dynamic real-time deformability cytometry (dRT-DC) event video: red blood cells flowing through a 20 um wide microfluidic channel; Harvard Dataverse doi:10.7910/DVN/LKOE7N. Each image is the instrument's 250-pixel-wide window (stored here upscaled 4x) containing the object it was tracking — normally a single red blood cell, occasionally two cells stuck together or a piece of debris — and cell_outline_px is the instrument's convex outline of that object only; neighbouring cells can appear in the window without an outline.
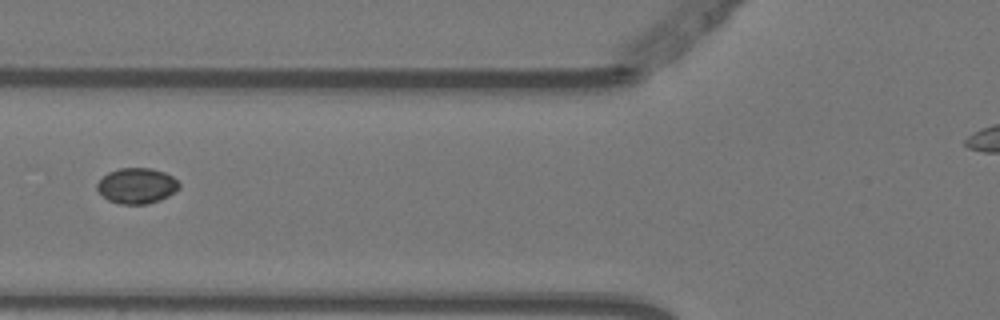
{"species": "Egyptian fruit bat (a non-hibernating species)", "species_latin": "Rousettus aegyptiacus", "temperature_condition": "warm", "stored_images_in_passage": 7, "camera_frame_rate_fps": 3000, "um_per_image_px": 0.085, "animal": {"sex": "female"}, "frame": {"image": 1, "passage_image": 4, "time_ms": 1.0, "image_size_px": [1000, 320], "cell_outline_px": [[180, 188], [168, 196], [160, 200], [148, 204], [120, 204], [108, 200], [96, 188], [96, 184], [108, 172], [120, 168], [152, 168], [164, 172], [172, 176], [180, 184]], "centroid_in_image_um": [11.64, 15.79], "position_along_channel_um": 114.2, "area_um2": 16.99}}
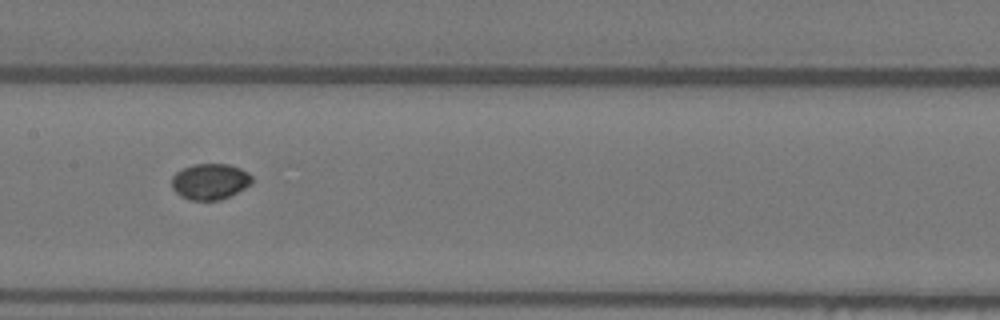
{"frame": {"image": 2, "passage_image": 6, "time_ms": 1.667, "image_size_px": [1000, 320], "cell_outline_px": [[252, 184], [220, 200], [188, 200], [180, 196], [172, 188], [172, 176], [176, 172], [192, 164], [228, 164], [240, 168], [248, 172], [252, 176]], "centroid_in_image_um": [17.84, 15.42], "position_along_channel_um": 189.6, "area_um2": 16.82}}
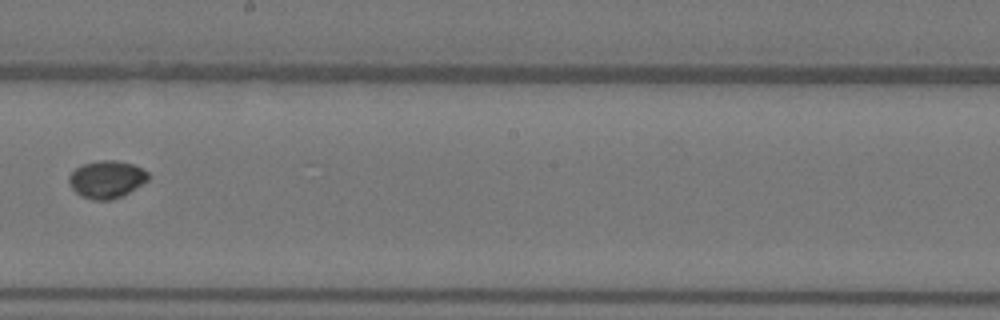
{"frame": {"image": 3, "passage_image": 7, "time_ms": 2.0, "image_size_px": [1000, 320], "cell_outline_px": [[148, 180], [128, 192], [120, 196], [108, 200], [92, 200], [80, 196], [72, 188], [68, 180], [68, 176], [76, 168], [84, 164], [100, 160], [116, 160], [132, 164], [148, 172]], "centroid_in_image_um": [9.03, 15.24], "position_along_channel_um": 239.2, "area_um2": 17.05}}